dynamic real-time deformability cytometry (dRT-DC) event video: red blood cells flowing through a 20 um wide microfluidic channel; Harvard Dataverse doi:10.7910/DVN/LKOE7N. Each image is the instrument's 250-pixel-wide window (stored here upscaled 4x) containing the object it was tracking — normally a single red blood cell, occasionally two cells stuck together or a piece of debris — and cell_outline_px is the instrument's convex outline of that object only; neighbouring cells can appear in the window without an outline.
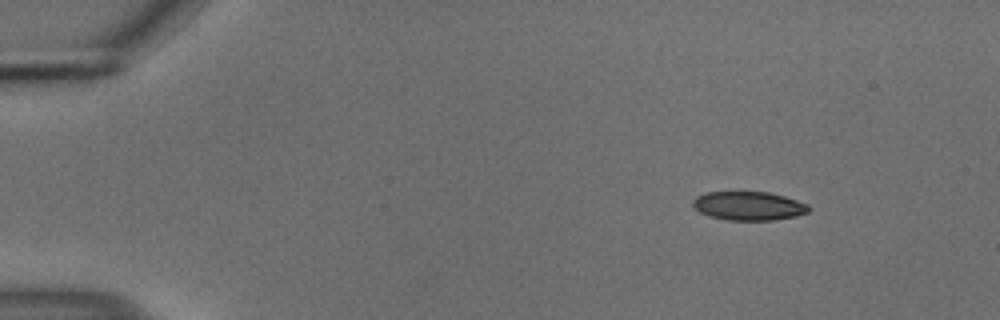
{"species": "common noctule bat (a hibernating species)", "species_latin": "Nyctalus noctula", "temperature_condition": "cold", "stored_images_in_passage": 49, "camera_frame_rate_fps": 3000, "um_per_image_px": 0.085, "animal": {"sex": "male", "body_mass_g": 18.8}, "frame": {"image": 1, "passage_image": 1, "time_ms": 0.0, "image_size_px": [1000, 320], "cell_outline_px": [[808, 212], [796, 216], [772, 220], [728, 220], [708, 216], [700, 212], [692, 204], [692, 200], [696, 196], [708, 192], [768, 192], [784, 196], [808, 204]], "centroid_in_image_um": [63.61, 17.5], "position_along_channel_um": 21.4, "area_um2": 19.31}}
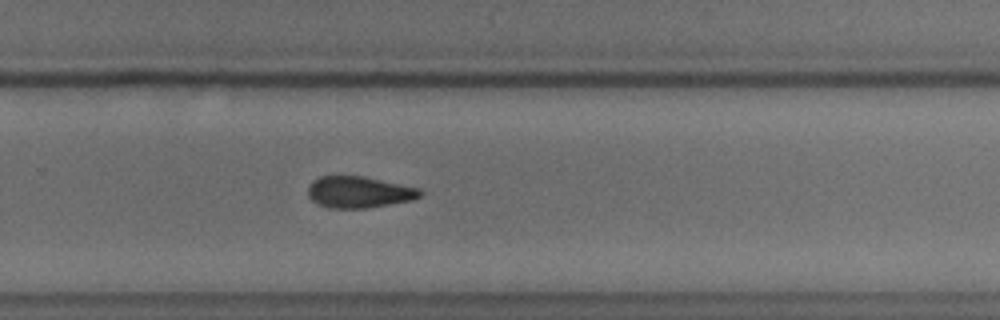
{"frame": {"image": 2, "passage_image": 31, "time_ms": 10.0, "image_size_px": [1000, 320], "cell_outline_px": [[420, 196], [412, 200], [364, 208], [328, 208], [312, 200], [308, 196], [308, 188], [312, 180], [320, 176], [364, 176], [420, 188]], "centroid_in_image_um": [30.48, 16.32], "position_along_channel_um": 299.3, "area_um2": 20.4}}
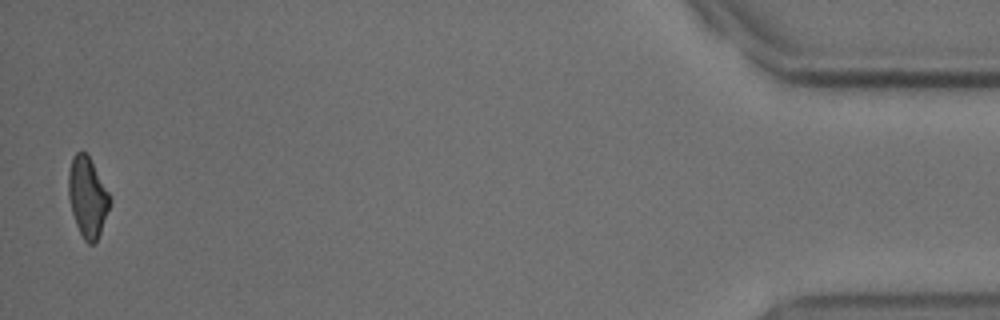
{"frame": {"image": 3, "passage_image": 48, "time_ms": 15.667, "image_size_px": [1000, 320], "cell_outline_px": [[112, 200], [100, 232], [96, 240], [92, 244], [88, 244], [84, 240], [76, 224], [72, 212], [68, 196], [68, 172], [72, 156], [76, 152], [84, 152], [88, 156], [108, 192]], "centroid_in_image_um": [7.42, 16.75], "position_along_channel_um": 427.8, "area_um2": 18.96}, "authors_computed_cell_mechanics": {"area_um2": 20.4034, "velocity_mm_per_s": 3.7093, "shape_relaxation_time_tau1_ms": 11.1484, "shape_relaxation_time_tau2_ms": null, "deformation_change_tau1": 0.1846, "deformation_change_tau2": null}}